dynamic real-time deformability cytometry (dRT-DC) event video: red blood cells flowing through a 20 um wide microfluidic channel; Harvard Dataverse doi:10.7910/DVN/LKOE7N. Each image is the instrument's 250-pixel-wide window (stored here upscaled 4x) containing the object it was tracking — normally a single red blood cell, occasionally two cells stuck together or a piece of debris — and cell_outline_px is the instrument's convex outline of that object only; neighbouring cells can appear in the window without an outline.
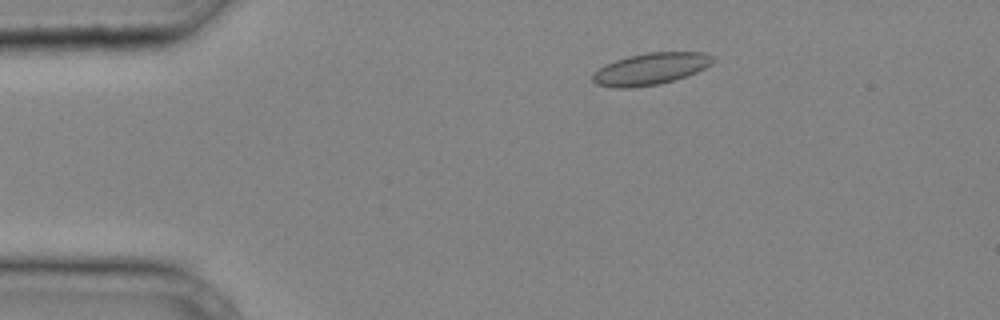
{"species": "common noctule bat (a hibernating species)", "species_latin": "Nyctalus noctula", "temperature_condition": "cold", "stored_images_in_passage": 33, "camera_frame_rate_fps": 3000, "um_per_image_px": 0.085, "animal": {"sex": "male", "body_mass_g": 20.4}, "frame": {"image": 1, "passage_image": 6, "time_ms": 1.667, "image_size_px": [1000, 320], "cell_outline_px": [[716, 60], [712, 64], [696, 72], [676, 80], [660, 84], [632, 88], [616, 88], [596, 84], [592, 80], [592, 76], [604, 64], [628, 56], [648, 52], [704, 52], [712, 56]], "centroid_in_image_um": [55.32, 5.85], "position_along_channel_um": 29.7, "area_um2": 22.37}}
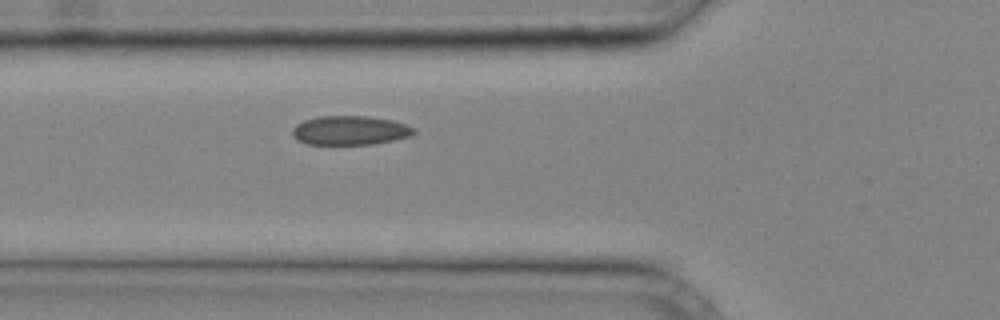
{"frame": {"image": 2, "passage_image": 13, "time_ms": 4.0, "image_size_px": [1000, 320], "cell_outline_px": [[416, 132], [408, 136], [392, 140], [372, 144], [304, 144], [296, 140], [292, 136], [292, 128], [296, 124], [304, 120], [320, 116], [368, 116], [392, 120], [404, 124], [412, 128]], "centroid_in_image_um": [29.67, 11.08], "position_along_channel_um": 96.1, "area_um2": 20.52}}
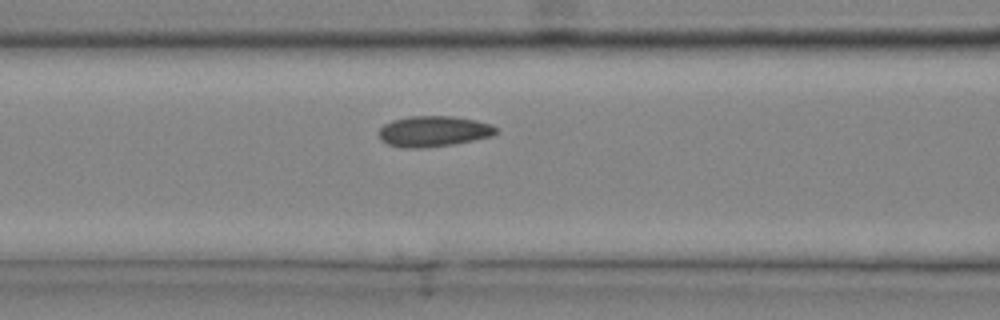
{"frame": {"image": 3, "passage_image": 15, "time_ms": 4.667, "image_size_px": [1000, 320], "cell_outline_px": [[500, 132], [492, 136], [452, 144], [424, 148], [400, 148], [388, 144], [380, 140], [380, 128], [384, 124], [392, 120], [408, 116], [452, 116], [476, 120], [492, 124]], "centroid_in_image_um": [36.85, 11.16], "position_along_channel_um": 129.7, "area_um2": 21.1}}